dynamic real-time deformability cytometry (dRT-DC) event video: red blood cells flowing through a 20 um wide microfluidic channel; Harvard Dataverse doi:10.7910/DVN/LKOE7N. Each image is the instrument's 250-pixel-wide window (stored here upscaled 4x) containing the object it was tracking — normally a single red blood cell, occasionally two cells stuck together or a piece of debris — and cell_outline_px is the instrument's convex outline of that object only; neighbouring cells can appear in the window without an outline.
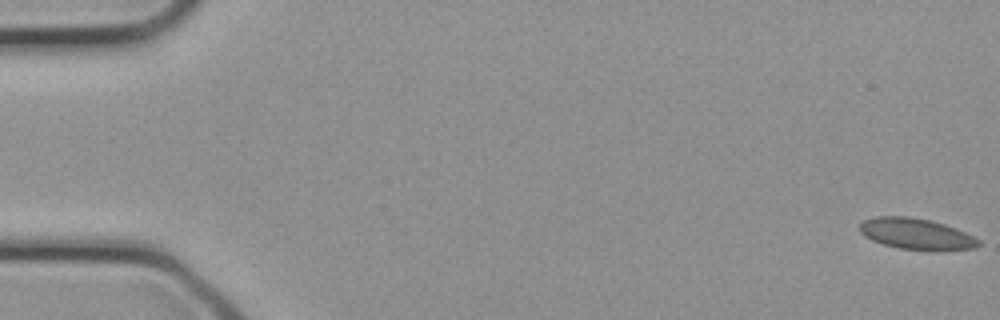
{"species": "common noctule bat (a hibernating species)", "species_latin": "Nyctalus noctula", "temperature_condition": "cold", "stored_images_in_passage": 9, "camera_frame_rate_fps": 3000, "um_per_image_px": 0.085, "animal": {"sex": "female", "body_mass_g": 21.9}, "frame": {"image": 1, "passage_image": 1, "time_ms": 0.0, "image_size_px": [1000, 320], "cell_outline_px": [[980, 244], [976, 248], [940, 252], [932, 252], [900, 248], [884, 244], [872, 240], [864, 236], [860, 232], [860, 224], [864, 220], [876, 216], [908, 216], [932, 220], [956, 228], [980, 240]], "centroid_in_image_um": [77.92, 19.9], "position_along_channel_um": 7.1, "area_um2": 21.96}}